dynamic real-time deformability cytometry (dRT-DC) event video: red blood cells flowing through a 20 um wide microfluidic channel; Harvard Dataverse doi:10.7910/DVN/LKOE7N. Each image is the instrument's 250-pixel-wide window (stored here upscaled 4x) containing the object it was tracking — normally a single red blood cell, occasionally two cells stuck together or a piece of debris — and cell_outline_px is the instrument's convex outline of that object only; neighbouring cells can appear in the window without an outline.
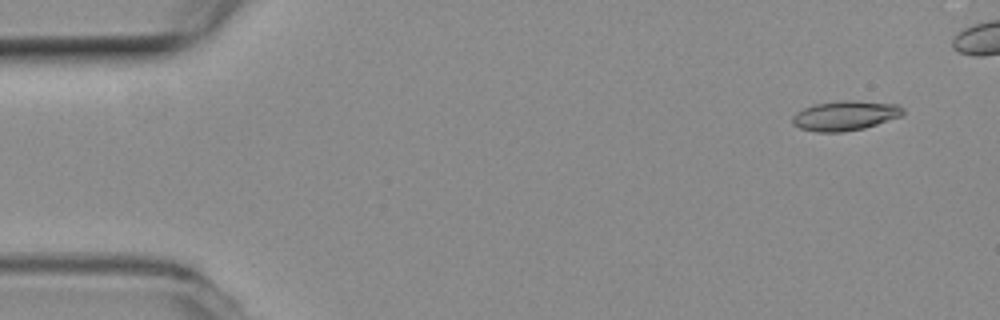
{"species": "common noctule bat (a hibernating species)", "species_latin": "Nyctalus noctula", "temperature_condition": "room temperature", "stored_images_in_passage": 6, "camera_frame_rate_fps": 3000, "um_per_image_px": 0.085, "animal": {"sex": "female", "body_mass_g": 19.3, "forearm_length_mm": 54.1}, "frame": {"image": 1, "passage_image": 2, "time_ms": 0.333, "image_size_px": [1000, 320], "cell_outline_px": [[904, 116], [864, 128], [840, 132], [816, 132], [800, 128], [792, 124], [792, 116], [796, 112], [804, 108], [816, 104], [848, 100], [900, 104], [904, 108]], "centroid_in_image_um": [71.88, 9.83], "position_along_channel_um": 13.1, "area_um2": 19.19}}